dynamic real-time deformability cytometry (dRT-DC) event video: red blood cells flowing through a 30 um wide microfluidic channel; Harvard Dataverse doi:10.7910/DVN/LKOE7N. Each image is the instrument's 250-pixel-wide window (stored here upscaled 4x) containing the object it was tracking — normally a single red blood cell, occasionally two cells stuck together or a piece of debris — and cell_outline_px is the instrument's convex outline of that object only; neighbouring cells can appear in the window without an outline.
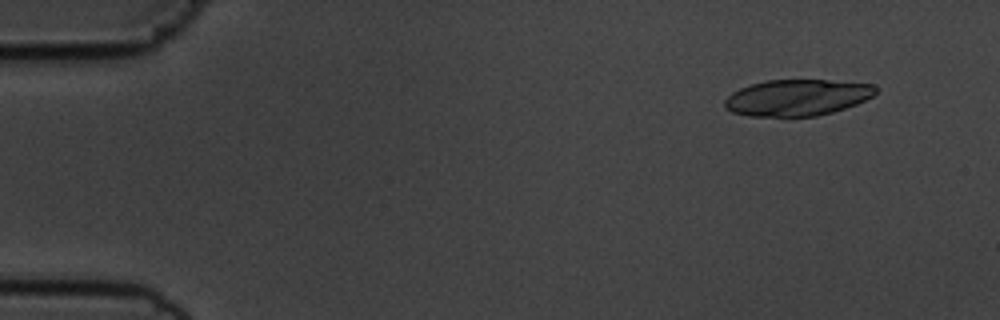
{"species": "common noctule bat (a hibernating species)", "species_latin": "Nyctalus noctula", "temperature_condition": "cold", "stored_images_in_passage": 16, "camera_frame_rate_fps": 3000, "um_per_image_px": 0.085, "animal": {"sex": "male", "body_mass_g": 19.5, "forearm_length_mm": 54.6}, "frame": {"image": 1, "passage_image": 5, "time_ms": 1.333, "image_size_px": [1000, 320], "cell_outline_px": [[876, 92], [872, 96], [856, 104], [832, 112], [816, 116], [748, 116], [732, 112], [724, 108], [724, 100], [732, 92], [740, 88], [752, 84], [768, 80], [824, 80], [872, 84], [876, 88]], "centroid_in_image_um": [67.71, 8.3], "position_along_channel_um": 17.3, "area_um2": 31.73}}